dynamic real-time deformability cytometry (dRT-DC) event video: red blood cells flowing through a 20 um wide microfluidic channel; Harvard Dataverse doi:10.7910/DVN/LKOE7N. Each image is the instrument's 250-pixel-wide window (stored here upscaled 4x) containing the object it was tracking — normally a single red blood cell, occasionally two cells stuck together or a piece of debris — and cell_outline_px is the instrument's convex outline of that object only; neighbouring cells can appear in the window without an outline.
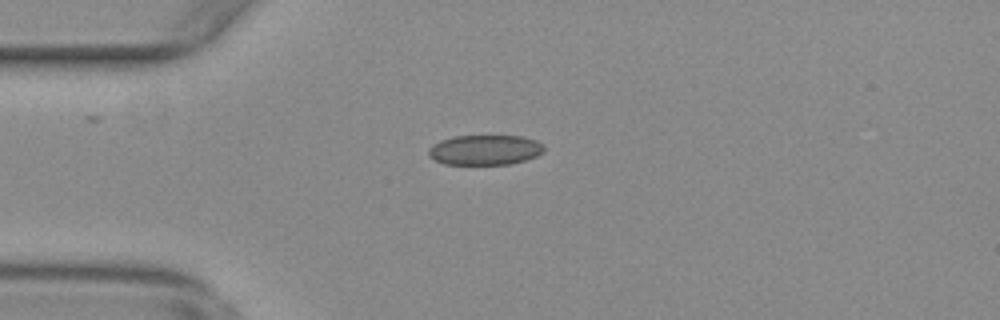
{"species": "common noctule bat (a hibernating species)", "species_latin": "Nyctalus noctula", "temperature_condition": "warm", "stored_images_in_passage": 42, "camera_frame_rate_fps": 3000, "um_per_image_px": 0.085, "animal": {"sex": "female", "body_mass_g": 29.2, "forearm_length_mm": 56.3}, "frame": {"image": 1, "passage_image": 1, "time_ms": 0.0, "image_size_px": [1000, 320], "cell_outline_px": [[544, 148], [536, 156], [524, 160], [508, 164], [444, 164], [428, 156], [428, 148], [432, 144], [440, 140], [452, 136], [520, 136], [536, 140], [544, 144]], "centroid_in_image_um": [41.17, 12.73], "position_along_channel_um": 43.8, "area_um2": 20.17}}
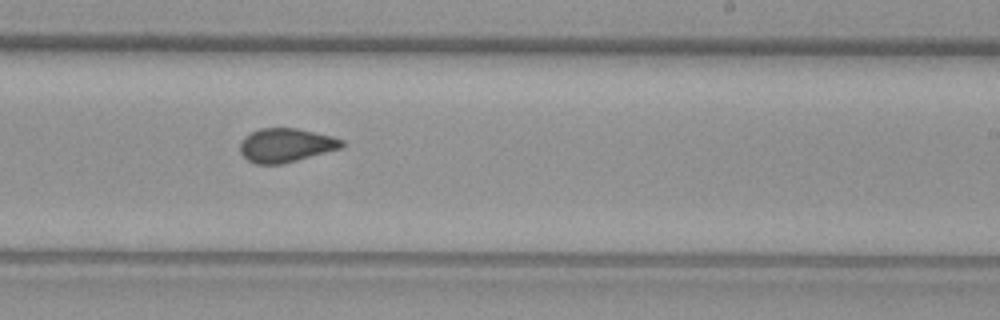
{"frame": {"image": 2, "passage_image": 20, "time_ms": 6.333, "image_size_px": [1000, 320], "cell_outline_px": [[344, 144], [340, 148], [296, 160], [280, 164], [256, 164], [248, 160], [240, 152], [240, 144], [244, 136], [260, 128], [296, 128], [332, 136], [344, 140]], "centroid_in_image_um": [24.27, 12.33], "position_along_channel_um": 264.7, "area_um2": 19.83}}
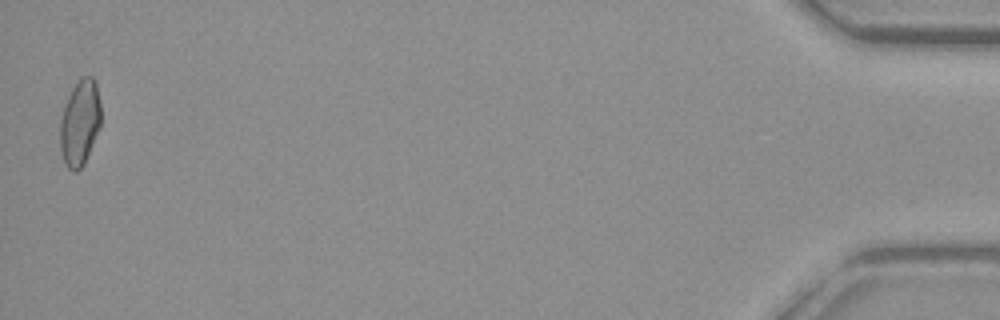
{"frame": {"image": 3, "passage_image": 41, "time_ms": 13.333, "image_size_px": [1000, 320], "cell_outline_px": [[100, 128], [84, 164], [76, 172], [68, 168], [64, 164], [60, 148], [60, 116], [68, 96], [72, 88], [84, 76], [92, 76], [96, 84], [100, 104]], "centroid_in_image_um": [6.78, 10.46], "position_along_channel_um": 428.4, "area_um2": 20.4}, "authors_computed_cell_mechanics": {"area_um2": 20.1144, "velocity_mm_per_s": 3.7892, "shape_relaxation_time_tau1_ms": null, "shape_relaxation_time_tau2_ms": 1.1802, "deformation_change_tau1": null, "deformation_change_tau2": 0.0688}}